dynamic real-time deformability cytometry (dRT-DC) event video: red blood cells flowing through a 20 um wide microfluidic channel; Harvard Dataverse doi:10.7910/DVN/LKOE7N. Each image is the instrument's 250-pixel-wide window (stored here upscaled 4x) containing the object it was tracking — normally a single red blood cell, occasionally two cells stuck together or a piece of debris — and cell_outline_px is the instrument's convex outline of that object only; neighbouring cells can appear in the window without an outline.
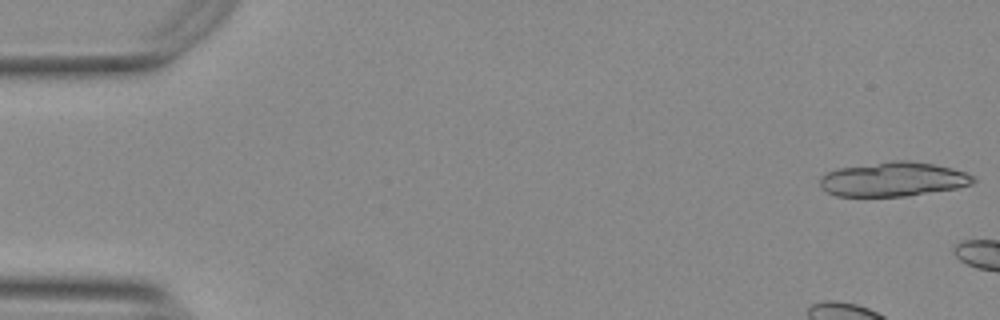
{"species": "Egyptian fruit bat (a non-hibernating species)", "species_latin": "Rousettus aegyptiacus", "temperature_condition": "warm", "stored_images_in_passage": 5, "camera_frame_rate_fps": 3000, "um_per_image_px": 0.085, "animal": {"sex": "female"}, "frame": {"image": 1, "passage_image": 1, "time_ms": 0.0, "image_size_px": [1000, 320], "cell_outline_px": [[976, 180], [972, 184], [956, 188], [908, 196], [836, 196], [820, 188], [820, 176], [828, 172], [840, 168], [892, 160], [908, 160], [932, 164], [952, 168], [976, 176]], "centroid_in_image_um": [75.93, 15.24], "position_along_channel_um": 9.1, "area_um2": 30.69}}